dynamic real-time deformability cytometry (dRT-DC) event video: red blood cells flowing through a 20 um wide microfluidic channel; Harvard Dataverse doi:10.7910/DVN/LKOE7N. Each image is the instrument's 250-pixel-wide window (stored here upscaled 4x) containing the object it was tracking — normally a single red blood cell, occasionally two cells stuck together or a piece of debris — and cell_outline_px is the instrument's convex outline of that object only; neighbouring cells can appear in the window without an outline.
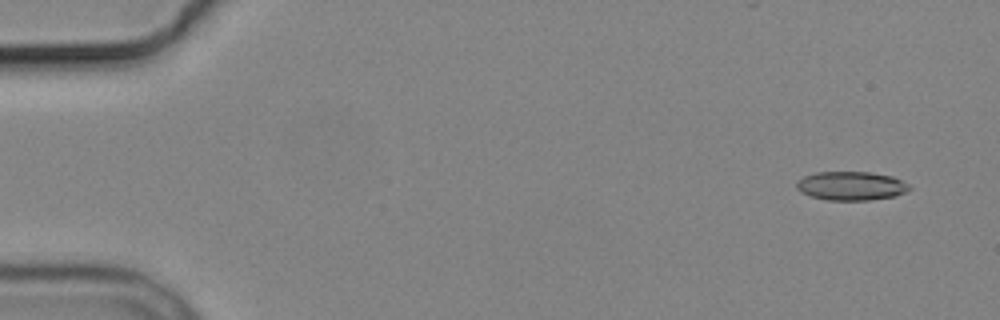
{"species": "common noctule bat (a hibernating species)", "species_latin": "Nyctalus noctula", "temperature_condition": "cold", "stored_images_in_passage": 6, "camera_frame_rate_fps": 3000, "um_per_image_px": 0.085, "animal": {"sex": "male", "body_mass_g": 19.2, "forearm_length_mm": 51.8}, "frame": {"image": 1, "passage_image": 1, "time_ms": 0.0, "image_size_px": [1000, 320], "cell_outline_px": [[912, 188], [908, 192], [896, 196], [868, 200], [828, 200], [812, 196], [800, 192], [796, 188], [796, 180], [804, 176], [816, 172], [872, 172], [892, 176], [908, 184]], "centroid_in_image_um": [72.35, 15.8], "position_along_channel_um": 12.6, "area_um2": 19.07}}
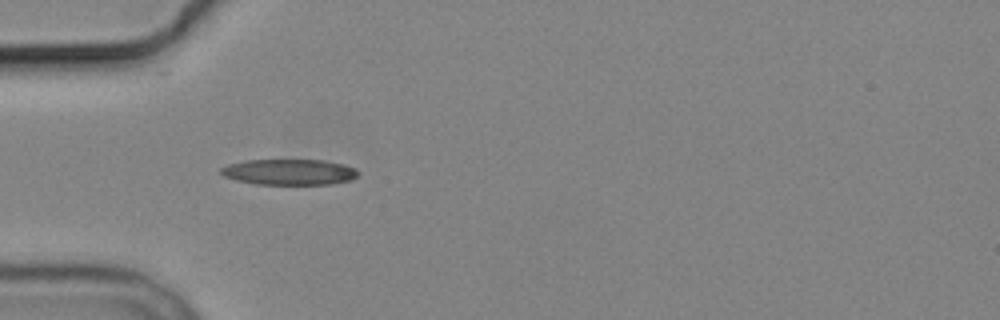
{"frame": {"image": 2, "passage_image": 5, "time_ms": 4.667, "image_size_px": [1000, 320], "cell_outline_px": [[356, 176], [348, 180], [332, 184], [256, 184], [236, 180], [224, 176], [220, 172], [220, 168], [228, 164], [244, 160], [324, 160], [344, 164], [356, 168]], "centroid_in_image_um": [24.55, 14.61], "position_along_channel_um": 60.5, "area_um2": 20.52}}
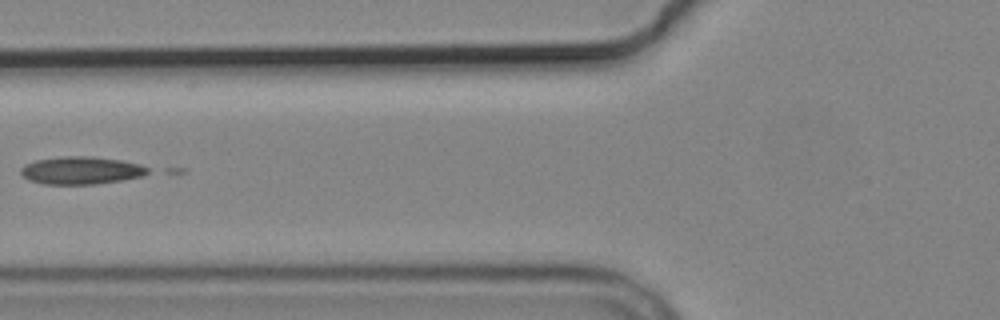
{"frame": {"image": 3, "passage_image": 6, "time_ms": 6.333, "image_size_px": [1000, 320], "cell_outline_px": [[148, 172], [140, 176], [120, 180], [96, 184], [44, 184], [28, 180], [20, 172], [20, 168], [24, 164], [36, 160], [64, 156], [92, 156], [120, 160], [140, 164], [148, 168]], "centroid_in_image_um": [6.85, 14.48], "position_along_channel_um": 119.0, "area_um2": 20.35}}